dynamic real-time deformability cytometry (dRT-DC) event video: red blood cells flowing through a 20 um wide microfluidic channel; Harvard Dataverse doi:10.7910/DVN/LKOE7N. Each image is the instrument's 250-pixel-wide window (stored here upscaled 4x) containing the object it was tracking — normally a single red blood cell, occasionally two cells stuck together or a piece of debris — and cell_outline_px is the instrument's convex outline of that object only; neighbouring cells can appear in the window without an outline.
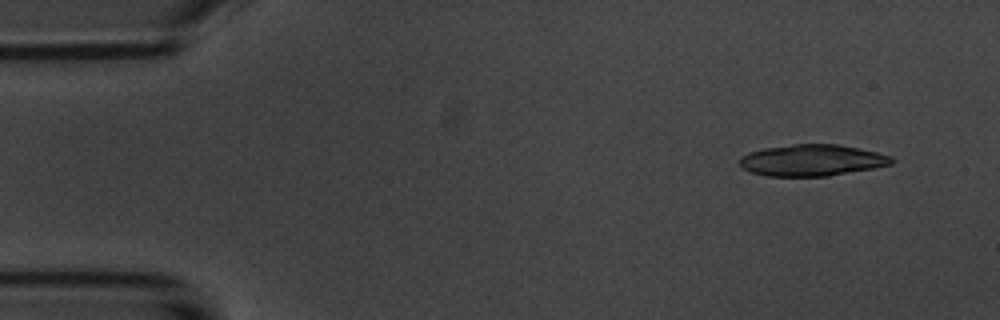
{"species": "common noctule bat (a hibernating species)", "species_latin": "Nyctalus noctula", "temperature_condition": "room temperature", "stored_images_in_passage": 5, "camera_frame_rate_fps": 3000, "um_per_image_px": 0.085, "animal": {"sex": "male", "body_mass_g": 20.1, "forearm_length_mm": 53.5}, "frame": {"image": 1, "passage_image": 1, "time_ms": 0.0, "image_size_px": [1000, 320], "cell_outline_px": [[892, 164], [872, 168], [828, 176], [764, 176], [752, 172], [744, 168], [740, 164], [740, 156], [748, 152], [764, 148], [792, 144], [836, 144], [860, 148], [892, 156]], "centroid_in_image_um": [68.99, 13.62], "position_along_channel_um": 16.0, "area_um2": 27.74}}